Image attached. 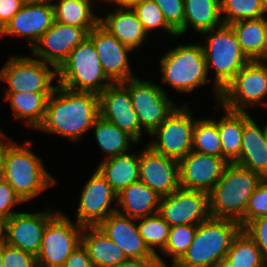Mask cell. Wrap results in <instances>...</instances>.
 I'll return each mask as SVG.
<instances>
[{"mask_svg": "<svg viewBox=\"0 0 267 267\" xmlns=\"http://www.w3.org/2000/svg\"><path fill=\"white\" fill-rule=\"evenodd\" d=\"M0 267H2V245H0Z\"/></svg>", "mask_w": 267, "mask_h": 267, "instance_id": "obj_54", "label": "cell"}, {"mask_svg": "<svg viewBox=\"0 0 267 267\" xmlns=\"http://www.w3.org/2000/svg\"><path fill=\"white\" fill-rule=\"evenodd\" d=\"M139 152V180L161 197L180 187L177 160L155 152L150 146Z\"/></svg>", "mask_w": 267, "mask_h": 267, "instance_id": "obj_20", "label": "cell"}, {"mask_svg": "<svg viewBox=\"0 0 267 267\" xmlns=\"http://www.w3.org/2000/svg\"><path fill=\"white\" fill-rule=\"evenodd\" d=\"M243 230L253 239L267 259V216L250 221Z\"/></svg>", "mask_w": 267, "mask_h": 267, "instance_id": "obj_43", "label": "cell"}, {"mask_svg": "<svg viewBox=\"0 0 267 267\" xmlns=\"http://www.w3.org/2000/svg\"><path fill=\"white\" fill-rule=\"evenodd\" d=\"M23 203L21 199L15 194L13 188L8 182L0 177V217L7 220L14 212L12 208Z\"/></svg>", "mask_w": 267, "mask_h": 267, "instance_id": "obj_44", "label": "cell"}, {"mask_svg": "<svg viewBox=\"0 0 267 267\" xmlns=\"http://www.w3.org/2000/svg\"><path fill=\"white\" fill-rule=\"evenodd\" d=\"M228 164L223 157L190 151L178 161L179 186L209 194Z\"/></svg>", "mask_w": 267, "mask_h": 267, "instance_id": "obj_16", "label": "cell"}, {"mask_svg": "<svg viewBox=\"0 0 267 267\" xmlns=\"http://www.w3.org/2000/svg\"><path fill=\"white\" fill-rule=\"evenodd\" d=\"M63 267H94L87 249L81 243L66 259Z\"/></svg>", "mask_w": 267, "mask_h": 267, "instance_id": "obj_46", "label": "cell"}, {"mask_svg": "<svg viewBox=\"0 0 267 267\" xmlns=\"http://www.w3.org/2000/svg\"><path fill=\"white\" fill-rule=\"evenodd\" d=\"M158 213L170 225H198L208 220L209 194L179 187L168 196L161 197Z\"/></svg>", "mask_w": 267, "mask_h": 267, "instance_id": "obj_13", "label": "cell"}, {"mask_svg": "<svg viewBox=\"0 0 267 267\" xmlns=\"http://www.w3.org/2000/svg\"><path fill=\"white\" fill-rule=\"evenodd\" d=\"M103 1V0H102ZM105 2L108 1L111 6L113 7H121V0H104Z\"/></svg>", "mask_w": 267, "mask_h": 267, "instance_id": "obj_51", "label": "cell"}, {"mask_svg": "<svg viewBox=\"0 0 267 267\" xmlns=\"http://www.w3.org/2000/svg\"><path fill=\"white\" fill-rule=\"evenodd\" d=\"M220 14L223 24L228 25L240 20L264 17L263 0H220Z\"/></svg>", "mask_w": 267, "mask_h": 267, "instance_id": "obj_37", "label": "cell"}, {"mask_svg": "<svg viewBox=\"0 0 267 267\" xmlns=\"http://www.w3.org/2000/svg\"><path fill=\"white\" fill-rule=\"evenodd\" d=\"M192 151L222 157L217 120L213 118L196 119L193 129Z\"/></svg>", "mask_w": 267, "mask_h": 267, "instance_id": "obj_35", "label": "cell"}, {"mask_svg": "<svg viewBox=\"0 0 267 267\" xmlns=\"http://www.w3.org/2000/svg\"><path fill=\"white\" fill-rule=\"evenodd\" d=\"M11 142H12V139L11 138L8 139L4 131L2 132L0 128V174H1L2 166H3V158H4L5 151Z\"/></svg>", "mask_w": 267, "mask_h": 267, "instance_id": "obj_48", "label": "cell"}, {"mask_svg": "<svg viewBox=\"0 0 267 267\" xmlns=\"http://www.w3.org/2000/svg\"><path fill=\"white\" fill-rule=\"evenodd\" d=\"M262 216H267V178L258 184L249 198L240 226L243 229L250 221Z\"/></svg>", "mask_w": 267, "mask_h": 267, "instance_id": "obj_40", "label": "cell"}, {"mask_svg": "<svg viewBox=\"0 0 267 267\" xmlns=\"http://www.w3.org/2000/svg\"><path fill=\"white\" fill-rule=\"evenodd\" d=\"M113 267H169L160 255L141 259H128Z\"/></svg>", "mask_w": 267, "mask_h": 267, "instance_id": "obj_47", "label": "cell"}, {"mask_svg": "<svg viewBox=\"0 0 267 267\" xmlns=\"http://www.w3.org/2000/svg\"><path fill=\"white\" fill-rule=\"evenodd\" d=\"M56 77L57 69L52 64L32 56L10 57L0 68V79L9 85L4 88L5 93H52L57 86L52 84Z\"/></svg>", "mask_w": 267, "mask_h": 267, "instance_id": "obj_8", "label": "cell"}, {"mask_svg": "<svg viewBox=\"0 0 267 267\" xmlns=\"http://www.w3.org/2000/svg\"><path fill=\"white\" fill-rule=\"evenodd\" d=\"M57 212L15 213L6 220L5 243L37 256L46 224Z\"/></svg>", "mask_w": 267, "mask_h": 267, "instance_id": "obj_18", "label": "cell"}, {"mask_svg": "<svg viewBox=\"0 0 267 267\" xmlns=\"http://www.w3.org/2000/svg\"><path fill=\"white\" fill-rule=\"evenodd\" d=\"M262 62L266 65L267 67V58H265L264 60H262Z\"/></svg>", "mask_w": 267, "mask_h": 267, "instance_id": "obj_56", "label": "cell"}, {"mask_svg": "<svg viewBox=\"0 0 267 267\" xmlns=\"http://www.w3.org/2000/svg\"><path fill=\"white\" fill-rule=\"evenodd\" d=\"M189 105L176 107L165 121L149 136L157 137L148 144L155 152L173 158L183 159L192 151L193 129L196 120Z\"/></svg>", "mask_w": 267, "mask_h": 267, "instance_id": "obj_12", "label": "cell"}, {"mask_svg": "<svg viewBox=\"0 0 267 267\" xmlns=\"http://www.w3.org/2000/svg\"><path fill=\"white\" fill-rule=\"evenodd\" d=\"M216 267H227L223 262L219 265H217Z\"/></svg>", "mask_w": 267, "mask_h": 267, "instance_id": "obj_55", "label": "cell"}, {"mask_svg": "<svg viewBox=\"0 0 267 267\" xmlns=\"http://www.w3.org/2000/svg\"><path fill=\"white\" fill-rule=\"evenodd\" d=\"M141 0H121V7H132L137 2H140Z\"/></svg>", "mask_w": 267, "mask_h": 267, "instance_id": "obj_50", "label": "cell"}, {"mask_svg": "<svg viewBox=\"0 0 267 267\" xmlns=\"http://www.w3.org/2000/svg\"><path fill=\"white\" fill-rule=\"evenodd\" d=\"M161 196L144 184L135 181L117 194L116 211L134 219H139L159 211Z\"/></svg>", "mask_w": 267, "mask_h": 267, "instance_id": "obj_25", "label": "cell"}, {"mask_svg": "<svg viewBox=\"0 0 267 267\" xmlns=\"http://www.w3.org/2000/svg\"><path fill=\"white\" fill-rule=\"evenodd\" d=\"M76 222L82 226H97L117 209V193L96 169L87 180L79 197Z\"/></svg>", "mask_w": 267, "mask_h": 267, "instance_id": "obj_14", "label": "cell"}, {"mask_svg": "<svg viewBox=\"0 0 267 267\" xmlns=\"http://www.w3.org/2000/svg\"><path fill=\"white\" fill-rule=\"evenodd\" d=\"M58 85L72 91L99 95L113 82L106 76L93 42L79 43L57 69Z\"/></svg>", "mask_w": 267, "mask_h": 267, "instance_id": "obj_6", "label": "cell"}, {"mask_svg": "<svg viewBox=\"0 0 267 267\" xmlns=\"http://www.w3.org/2000/svg\"><path fill=\"white\" fill-rule=\"evenodd\" d=\"M26 0H0V32L21 9Z\"/></svg>", "mask_w": 267, "mask_h": 267, "instance_id": "obj_45", "label": "cell"}, {"mask_svg": "<svg viewBox=\"0 0 267 267\" xmlns=\"http://www.w3.org/2000/svg\"><path fill=\"white\" fill-rule=\"evenodd\" d=\"M82 244L94 267H113L128 260L123 250L97 226H84Z\"/></svg>", "mask_w": 267, "mask_h": 267, "instance_id": "obj_27", "label": "cell"}, {"mask_svg": "<svg viewBox=\"0 0 267 267\" xmlns=\"http://www.w3.org/2000/svg\"><path fill=\"white\" fill-rule=\"evenodd\" d=\"M136 222L137 219L115 211L97 227L123 250L128 259L154 257L140 235Z\"/></svg>", "mask_w": 267, "mask_h": 267, "instance_id": "obj_22", "label": "cell"}, {"mask_svg": "<svg viewBox=\"0 0 267 267\" xmlns=\"http://www.w3.org/2000/svg\"><path fill=\"white\" fill-rule=\"evenodd\" d=\"M31 146L30 140L21 145L12 141L5 151L0 174L23 203L57 184V180L43 166V160L30 150Z\"/></svg>", "mask_w": 267, "mask_h": 267, "instance_id": "obj_2", "label": "cell"}, {"mask_svg": "<svg viewBox=\"0 0 267 267\" xmlns=\"http://www.w3.org/2000/svg\"><path fill=\"white\" fill-rule=\"evenodd\" d=\"M106 14L103 18L99 17V24L121 43L133 51L145 43L148 34L132 8L115 7L113 12Z\"/></svg>", "mask_w": 267, "mask_h": 267, "instance_id": "obj_24", "label": "cell"}, {"mask_svg": "<svg viewBox=\"0 0 267 267\" xmlns=\"http://www.w3.org/2000/svg\"><path fill=\"white\" fill-rule=\"evenodd\" d=\"M239 158L234 162L267 178V123L260 128L255 119L244 112V130Z\"/></svg>", "mask_w": 267, "mask_h": 267, "instance_id": "obj_23", "label": "cell"}, {"mask_svg": "<svg viewBox=\"0 0 267 267\" xmlns=\"http://www.w3.org/2000/svg\"><path fill=\"white\" fill-rule=\"evenodd\" d=\"M26 1H31V2H45V3H51L53 0H26Z\"/></svg>", "mask_w": 267, "mask_h": 267, "instance_id": "obj_52", "label": "cell"}, {"mask_svg": "<svg viewBox=\"0 0 267 267\" xmlns=\"http://www.w3.org/2000/svg\"><path fill=\"white\" fill-rule=\"evenodd\" d=\"M223 263L227 267H267V259L243 229L233 239Z\"/></svg>", "mask_w": 267, "mask_h": 267, "instance_id": "obj_34", "label": "cell"}, {"mask_svg": "<svg viewBox=\"0 0 267 267\" xmlns=\"http://www.w3.org/2000/svg\"><path fill=\"white\" fill-rule=\"evenodd\" d=\"M69 218L58 210L46 224L36 256L38 267H63L69 255L82 243L84 226Z\"/></svg>", "mask_w": 267, "mask_h": 267, "instance_id": "obj_9", "label": "cell"}, {"mask_svg": "<svg viewBox=\"0 0 267 267\" xmlns=\"http://www.w3.org/2000/svg\"><path fill=\"white\" fill-rule=\"evenodd\" d=\"M53 22L54 8L51 3L25 1L21 9L5 25L0 36L24 37L32 49Z\"/></svg>", "mask_w": 267, "mask_h": 267, "instance_id": "obj_21", "label": "cell"}, {"mask_svg": "<svg viewBox=\"0 0 267 267\" xmlns=\"http://www.w3.org/2000/svg\"><path fill=\"white\" fill-rule=\"evenodd\" d=\"M140 235L145 244L154 255L156 251H163L169 236L170 225L157 212L155 214L137 219Z\"/></svg>", "mask_w": 267, "mask_h": 267, "instance_id": "obj_36", "label": "cell"}, {"mask_svg": "<svg viewBox=\"0 0 267 267\" xmlns=\"http://www.w3.org/2000/svg\"><path fill=\"white\" fill-rule=\"evenodd\" d=\"M98 99L99 116L131 135L139 144L143 130L128 88L122 82L112 83L98 95Z\"/></svg>", "mask_w": 267, "mask_h": 267, "instance_id": "obj_15", "label": "cell"}, {"mask_svg": "<svg viewBox=\"0 0 267 267\" xmlns=\"http://www.w3.org/2000/svg\"><path fill=\"white\" fill-rule=\"evenodd\" d=\"M196 230L197 225L190 224L170 227L166 247L162 253L171 258V267H173L188 250L194 239Z\"/></svg>", "mask_w": 267, "mask_h": 267, "instance_id": "obj_38", "label": "cell"}, {"mask_svg": "<svg viewBox=\"0 0 267 267\" xmlns=\"http://www.w3.org/2000/svg\"><path fill=\"white\" fill-rule=\"evenodd\" d=\"M241 229L232 219L210 217L199 223L191 245L173 267H216L224 261Z\"/></svg>", "mask_w": 267, "mask_h": 267, "instance_id": "obj_4", "label": "cell"}, {"mask_svg": "<svg viewBox=\"0 0 267 267\" xmlns=\"http://www.w3.org/2000/svg\"><path fill=\"white\" fill-rule=\"evenodd\" d=\"M95 47L103 71L113 82H124L134 78L128 59V53L133 50L121 43L99 23L87 36Z\"/></svg>", "mask_w": 267, "mask_h": 267, "instance_id": "obj_19", "label": "cell"}, {"mask_svg": "<svg viewBox=\"0 0 267 267\" xmlns=\"http://www.w3.org/2000/svg\"><path fill=\"white\" fill-rule=\"evenodd\" d=\"M162 83L170 85L177 92L191 93L206 85L208 71L203 47L199 43L186 44L168 50L160 58Z\"/></svg>", "mask_w": 267, "mask_h": 267, "instance_id": "obj_7", "label": "cell"}, {"mask_svg": "<svg viewBox=\"0 0 267 267\" xmlns=\"http://www.w3.org/2000/svg\"><path fill=\"white\" fill-rule=\"evenodd\" d=\"M131 8L147 34L154 29H163L164 32L177 37V33L167 24L160 7L154 0H141Z\"/></svg>", "mask_w": 267, "mask_h": 267, "instance_id": "obj_39", "label": "cell"}, {"mask_svg": "<svg viewBox=\"0 0 267 267\" xmlns=\"http://www.w3.org/2000/svg\"><path fill=\"white\" fill-rule=\"evenodd\" d=\"M2 267H38L37 258L21 249L2 244Z\"/></svg>", "mask_w": 267, "mask_h": 267, "instance_id": "obj_41", "label": "cell"}, {"mask_svg": "<svg viewBox=\"0 0 267 267\" xmlns=\"http://www.w3.org/2000/svg\"><path fill=\"white\" fill-rule=\"evenodd\" d=\"M263 8H264V14H265V17L267 18V0H263Z\"/></svg>", "mask_w": 267, "mask_h": 267, "instance_id": "obj_53", "label": "cell"}, {"mask_svg": "<svg viewBox=\"0 0 267 267\" xmlns=\"http://www.w3.org/2000/svg\"><path fill=\"white\" fill-rule=\"evenodd\" d=\"M222 24L220 0H184V24L176 33L181 37L190 26L201 34Z\"/></svg>", "mask_w": 267, "mask_h": 267, "instance_id": "obj_28", "label": "cell"}, {"mask_svg": "<svg viewBox=\"0 0 267 267\" xmlns=\"http://www.w3.org/2000/svg\"><path fill=\"white\" fill-rule=\"evenodd\" d=\"M97 170L118 194L139 180V153L132 152L103 159Z\"/></svg>", "mask_w": 267, "mask_h": 267, "instance_id": "obj_29", "label": "cell"}, {"mask_svg": "<svg viewBox=\"0 0 267 267\" xmlns=\"http://www.w3.org/2000/svg\"><path fill=\"white\" fill-rule=\"evenodd\" d=\"M91 130L94 132L98 147L106 154L105 159L126 154L130 149V143H137L131 135L100 116L95 120Z\"/></svg>", "mask_w": 267, "mask_h": 267, "instance_id": "obj_33", "label": "cell"}, {"mask_svg": "<svg viewBox=\"0 0 267 267\" xmlns=\"http://www.w3.org/2000/svg\"><path fill=\"white\" fill-rule=\"evenodd\" d=\"M250 61L267 58V18L245 19L229 24Z\"/></svg>", "mask_w": 267, "mask_h": 267, "instance_id": "obj_26", "label": "cell"}, {"mask_svg": "<svg viewBox=\"0 0 267 267\" xmlns=\"http://www.w3.org/2000/svg\"><path fill=\"white\" fill-rule=\"evenodd\" d=\"M129 91L141 128L152 134L176 108L159 84L137 77L122 82ZM175 105V106H174Z\"/></svg>", "mask_w": 267, "mask_h": 267, "instance_id": "obj_11", "label": "cell"}, {"mask_svg": "<svg viewBox=\"0 0 267 267\" xmlns=\"http://www.w3.org/2000/svg\"><path fill=\"white\" fill-rule=\"evenodd\" d=\"M167 24L177 32L184 24V0H154Z\"/></svg>", "mask_w": 267, "mask_h": 267, "instance_id": "obj_42", "label": "cell"}, {"mask_svg": "<svg viewBox=\"0 0 267 267\" xmlns=\"http://www.w3.org/2000/svg\"><path fill=\"white\" fill-rule=\"evenodd\" d=\"M52 93L16 92L6 93L5 100L9 101L15 119H25L32 129H38L45 118L46 105Z\"/></svg>", "mask_w": 267, "mask_h": 267, "instance_id": "obj_30", "label": "cell"}, {"mask_svg": "<svg viewBox=\"0 0 267 267\" xmlns=\"http://www.w3.org/2000/svg\"><path fill=\"white\" fill-rule=\"evenodd\" d=\"M99 117L98 95L56 86L49 96L41 131L78 141Z\"/></svg>", "mask_w": 267, "mask_h": 267, "instance_id": "obj_1", "label": "cell"}, {"mask_svg": "<svg viewBox=\"0 0 267 267\" xmlns=\"http://www.w3.org/2000/svg\"><path fill=\"white\" fill-rule=\"evenodd\" d=\"M223 109L226 112L217 121L222 146V157L228 163H234L241 154L244 112Z\"/></svg>", "mask_w": 267, "mask_h": 267, "instance_id": "obj_31", "label": "cell"}, {"mask_svg": "<svg viewBox=\"0 0 267 267\" xmlns=\"http://www.w3.org/2000/svg\"><path fill=\"white\" fill-rule=\"evenodd\" d=\"M206 35L202 45L207 71H215L213 93L219 102L221 92L243 66L250 62L242 51L237 36L228 24L201 33Z\"/></svg>", "mask_w": 267, "mask_h": 267, "instance_id": "obj_5", "label": "cell"}, {"mask_svg": "<svg viewBox=\"0 0 267 267\" xmlns=\"http://www.w3.org/2000/svg\"><path fill=\"white\" fill-rule=\"evenodd\" d=\"M6 220L0 217V245L5 243Z\"/></svg>", "mask_w": 267, "mask_h": 267, "instance_id": "obj_49", "label": "cell"}, {"mask_svg": "<svg viewBox=\"0 0 267 267\" xmlns=\"http://www.w3.org/2000/svg\"><path fill=\"white\" fill-rule=\"evenodd\" d=\"M266 97L267 67L262 61H250L221 92L219 104L232 111L245 112V107L252 108L259 103L267 107Z\"/></svg>", "mask_w": 267, "mask_h": 267, "instance_id": "obj_10", "label": "cell"}, {"mask_svg": "<svg viewBox=\"0 0 267 267\" xmlns=\"http://www.w3.org/2000/svg\"><path fill=\"white\" fill-rule=\"evenodd\" d=\"M262 180L258 173L229 163L209 193L210 216L240 222L249 198Z\"/></svg>", "mask_w": 267, "mask_h": 267, "instance_id": "obj_3", "label": "cell"}, {"mask_svg": "<svg viewBox=\"0 0 267 267\" xmlns=\"http://www.w3.org/2000/svg\"><path fill=\"white\" fill-rule=\"evenodd\" d=\"M88 36L84 28L59 23L52 26L32 47V56L52 64L56 69L67 59L69 53Z\"/></svg>", "mask_w": 267, "mask_h": 267, "instance_id": "obj_17", "label": "cell"}, {"mask_svg": "<svg viewBox=\"0 0 267 267\" xmlns=\"http://www.w3.org/2000/svg\"><path fill=\"white\" fill-rule=\"evenodd\" d=\"M93 0H57L53 2L54 20L75 27L84 28L88 33L99 23L93 14Z\"/></svg>", "mask_w": 267, "mask_h": 267, "instance_id": "obj_32", "label": "cell"}]
</instances>
